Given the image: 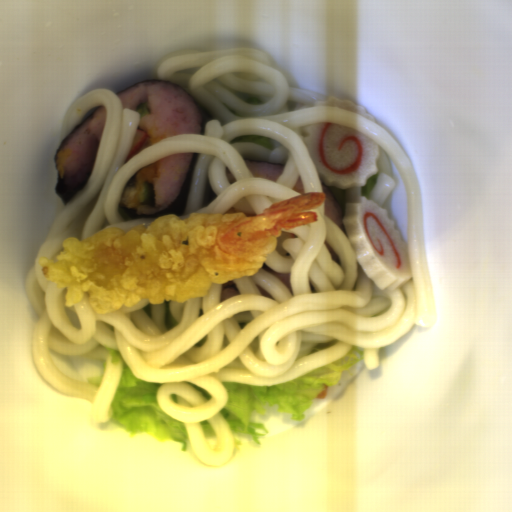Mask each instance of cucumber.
<instances>
[{
    "label": "cucumber",
    "instance_id": "1",
    "mask_svg": "<svg viewBox=\"0 0 512 512\" xmlns=\"http://www.w3.org/2000/svg\"><path fill=\"white\" fill-rule=\"evenodd\" d=\"M152 195H153V191H152V186H151L150 183L149 184H143L142 186H140V189H139V201L141 203L150 200Z\"/></svg>",
    "mask_w": 512,
    "mask_h": 512
},
{
    "label": "cucumber",
    "instance_id": "2",
    "mask_svg": "<svg viewBox=\"0 0 512 512\" xmlns=\"http://www.w3.org/2000/svg\"><path fill=\"white\" fill-rule=\"evenodd\" d=\"M134 111L139 113V119L143 118L150 112V110L147 107V102H143V103L139 104Z\"/></svg>",
    "mask_w": 512,
    "mask_h": 512
}]
</instances>
